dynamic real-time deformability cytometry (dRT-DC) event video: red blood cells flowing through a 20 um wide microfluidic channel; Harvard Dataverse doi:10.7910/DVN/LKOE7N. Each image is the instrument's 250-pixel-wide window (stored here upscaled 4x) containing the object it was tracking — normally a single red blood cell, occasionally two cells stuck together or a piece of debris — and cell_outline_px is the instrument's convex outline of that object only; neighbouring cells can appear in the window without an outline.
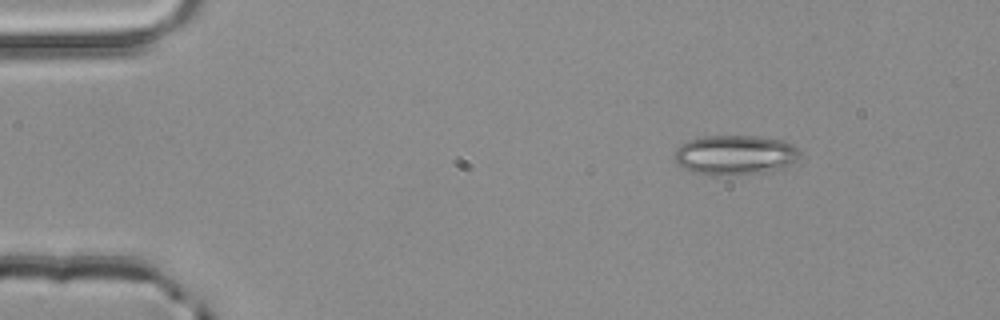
{"species": "common noctule bat (a hibernating species)", "species_latin": "Nyctalus noctula", "temperature_condition": "room temperature", "stored_images_in_passage": 3, "camera_frame_rate_fps": 3000, "um_per_image_px": 0.085, "animal": {"sex": "male", "body_mass_g": 20.4}, "frame": {"image": 1, "passage_image": 1, "time_ms": 0.0, "image_size_px": [1000, 320], "cell_outline_px": [[800, 156], [796, 160], [784, 168], [764, 172], [728, 176], [716, 176], [692, 172], [684, 168], [676, 160], [676, 148], [680, 144], [688, 140], [704, 136], [756, 136], [784, 140], [800, 148]], "centroid_in_image_um": [62.52, 13.17], "position_along_channel_um": 22.5, "area_um2": 29.3}}